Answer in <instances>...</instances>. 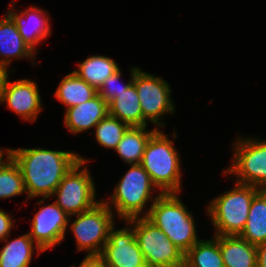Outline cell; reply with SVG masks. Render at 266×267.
<instances>
[{
	"label": "cell",
	"mask_w": 266,
	"mask_h": 267,
	"mask_svg": "<svg viewBox=\"0 0 266 267\" xmlns=\"http://www.w3.org/2000/svg\"><path fill=\"white\" fill-rule=\"evenodd\" d=\"M9 155L19 165L26 194V201L42 197V205L52 197L63 177L79 161V154L72 151L36 148H9Z\"/></svg>",
	"instance_id": "cell-1"
},
{
	"label": "cell",
	"mask_w": 266,
	"mask_h": 267,
	"mask_svg": "<svg viewBox=\"0 0 266 267\" xmlns=\"http://www.w3.org/2000/svg\"><path fill=\"white\" fill-rule=\"evenodd\" d=\"M9 155V148H0V164L4 160V156L7 157Z\"/></svg>",
	"instance_id": "cell-32"
},
{
	"label": "cell",
	"mask_w": 266,
	"mask_h": 267,
	"mask_svg": "<svg viewBox=\"0 0 266 267\" xmlns=\"http://www.w3.org/2000/svg\"><path fill=\"white\" fill-rule=\"evenodd\" d=\"M69 218L71 217L55 201L41 206L31 220V230L28 234L43 251H46L60 245L64 240Z\"/></svg>",
	"instance_id": "cell-13"
},
{
	"label": "cell",
	"mask_w": 266,
	"mask_h": 267,
	"mask_svg": "<svg viewBox=\"0 0 266 267\" xmlns=\"http://www.w3.org/2000/svg\"><path fill=\"white\" fill-rule=\"evenodd\" d=\"M257 267H266V242L256 245Z\"/></svg>",
	"instance_id": "cell-30"
},
{
	"label": "cell",
	"mask_w": 266,
	"mask_h": 267,
	"mask_svg": "<svg viewBox=\"0 0 266 267\" xmlns=\"http://www.w3.org/2000/svg\"><path fill=\"white\" fill-rule=\"evenodd\" d=\"M14 3V1H11L7 14L15 22L24 41L37 53L36 46H39L38 44L43 39L52 34L49 23L50 15L47 10L33 5L25 11L19 10V12H16V8L13 6Z\"/></svg>",
	"instance_id": "cell-14"
},
{
	"label": "cell",
	"mask_w": 266,
	"mask_h": 267,
	"mask_svg": "<svg viewBox=\"0 0 266 267\" xmlns=\"http://www.w3.org/2000/svg\"><path fill=\"white\" fill-rule=\"evenodd\" d=\"M90 160L79 156V161L63 177L54 191L55 203L69 216L82 213L94 207L96 201V186L88 170ZM85 166V167H83Z\"/></svg>",
	"instance_id": "cell-7"
},
{
	"label": "cell",
	"mask_w": 266,
	"mask_h": 267,
	"mask_svg": "<svg viewBox=\"0 0 266 267\" xmlns=\"http://www.w3.org/2000/svg\"><path fill=\"white\" fill-rule=\"evenodd\" d=\"M139 67L131 68V79L128 83L120 85V79L122 76L121 69L116 71L113 75L108 77L102 84V86L97 90L98 94L106 101L108 104L117 97L122 91L126 90L128 86L133 82V74ZM119 83V84H118Z\"/></svg>",
	"instance_id": "cell-27"
},
{
	"label": "cell",
	"mask_w": 266,
	"mask_h": 267,
	"mask_svg": "<svg viewBox=\"0 0 266 267\" xmlns=\"http://www.w3.org/2000/svg\"><path fill=\"white\" fill-rule=\"evenodd\" d=\"M70 267L76 266L72 265ZM78 267H107V265L99 255H86Z\"/></svg>",
	"instance_id": "cell-29"
},
{
	"label": "cell",
	"mask_w": 266,
	"mask_h": 267,
	"mask_svg": "<svg viewBox=\"0 0 266 267\" xmlns=\"http://www.w3.org/2000/svg\"><path fill=\"white\" fill-rule=\"evenodd\" d=\"M9 72L10 71L7 70L5 67L0 66V95H1V92L3 89L4 81H5L6 77L8 76Z\"/></svg>",
	"instance_id": "cell-31"
},
{
	"label": "cell",
	"mask_w": 266,
	"mask_h": 267,
	"mask_svg": "<svg viewBox=\"0 0 266 267\" xmlns=\"http://www.w3.org/2000/svg\"><path fill=\"white\" fill-rule=\"evenodd\" d=\"M97 93L93 86L72 71L60 81L54 97L63 103L67 109L90 100Z\"/></svg>",
	"instance_id": "cell-22"
},
{
	"label": "cell",
	"mask_w": 266,
	"mask_h": 267,
	"mask_svg": "<svg viewBox=\"0 0 266 267\" xmlns=\"http://www.w3.org/2000/svg\"><path fill=\"white\" fill-rule=\"evenodd\" d=\"M109 115L131 127H143V113L137 89L132 82L126 90L117 94L109 104Z\"/></svg>",
	"instance_id": "cell-19"
},
{
	"label": "cell",
	"mask_w": 266,
	"mask_h": 267,
	"mask_svg": "<svg viewBox=\"0 0 266 267\" xmlns=\"http://www.w3.org/2000/svg\"><path fill=\"white\" fill-rule=\"evenodd\" d=\"M219 246L225 267H257L256 245L239 236H219Z\"/></svg>",
	"instance_id": "cell-17"
},
{
	"label": "cell",
	"mask_w": 266,
	"mask_h": 267,
	"mask_svg": "<svg viewBox=\"0 0 266 267\" xmlns=\"http://www.w3.org/2000/svg\"><path fill=\"white\" fill-rule=\"evenodd\" d=\"M148 126L129 127L123 138L118 143L115 152L118 153L123 162L128 165L140 164L146 144L151 135L157 130L153 128L147 131Z\"/></svg>",
	"instance_id": "cell-23"
},
{
	"label": "cell",
	"mask_w": 266,
	"mask_h": 267,
	"mask_svg": "<svg viewBox=\"0 0 266 267\" xmlns=\"http://www.w3.org/2000/svg\"><path fill=\"white\" fill-rule=\"evenodd\" d=\"M239 237L253 245L266 242V190L261 189L254 196L246 225Z\"/></svg>",
	"instance_id": "cell-20"
},
{
	"label": "cell",
	"mask_w": 266,
	"mask_h": 267,
	"mask_svg": "<svg viewBox=\"0 0 266 267\" xmlns=\"http://www.w3.org/2000/svg\"><path fill=\"white\" fill-rule=\"evenodd\" d=\"M157 190L144 168L140 164H131L130 169L118 181L109 200L103 202L116 213L117 218L125 221L143 217L142 212L146 204L151 201L152 205L161 194L158 192V195L153 196Z\"/></svg>",
	"instance_id": "cell-4"
},
{
	"label": "cell",
	"mask_w": 266,
	"mask_h": 267,
	"mask_svg": "<svg viewBox=\"0 0 266 267\" xmlns=\"http://www.w3.org/2000/svg\"><path fill=\"white\" fill-rule=\"evenodd\" d=\"M134 232L147 267H184V253L146 217L125 220Z\"/></svg>",
	"instance_id": "cell-6"
},
{
	"label": "cell",
	"mask_w": 266,
	"mask_h": 267,
	"mask_svg": "<svg viewBox=\"0 0 266 267\" xmlns=\"http://www.w3.org/2000/svg\"><path fill=\"white\" fill-rule=\"evenodd\" d=\"M237 138L231 165L223 174H234L237 183L266 190V141L257 137Z\"/></svg>",
	"instance_id": "cell-9"
},
{
	"label": "cell",
	"mask_w": 266,
	"mask_h": 267,
	"mask_svg": "<svg viewBox=\"0 0 266 267\" xmlns=\"http://www.w3.org/2000/svg\"><path fill=\"white\" fill-rule=\"evenodd\" d=\"M184 267H225L220 252L219 235L200 239L184 255Z\"/></svg>",
	"instance_id": "cell-24"
},
{
	"label": "cell",
	"mask_w": 266,
	"mask_h": 267,
	"mask_svg": "<svg viewBox=\"0 0 266 267\" xmlns=\"http://www.w3.org/2000/svg\"><path fill=\"white\" fill-rule=\"evenodd\" d=\"M260 190L235 182L231 190L214 198L207 206L214 235L239 236L246 225L251 202Z\"/></svg>",
	"instance_id": "cell-5"
},
{
	"label": "cell",
	"mask_w": 266,
	"mask_h": 267,
	"mask_svg": "<svg viewBox=\"0 0 266 267\" xmlns=\"http://www.w3.org/2000/svg\"><path fill=\"white\" fill-rule=\"evenodd\" d=\"M68 228L72 231L77 252L86 251L88 255H100L109 237L110 229L115 225V215L101 200L91 209L70 217ZM70 225V226H69Z\"/></svg>",
	"instance_id": "cell-8"
},
{
	"label": "cell",
	"mask_w": 266,
	"mask_h": 267,
	"mask_svg": "<svg viewBox=\"0 0 266 267\" xmlns=\"http://www.w3.org/2000/svg\"><path fill=\"white\" fill-rule=\"evenodd\" d=\"M36 55L37 53L22 38L13 19L7 13L4 14L0 19V66L8 70L13 58L16 60L30 58L33 60L32 64L36 66L37 63L34 62Z\"/></svg>",
	"instance_id": "cell-16"
},
{
	"label": "cell",
	"mask_w": 266,
	"mask_h": 267,
	"mask_svg": "<svg viewBox=\"0 0 266 267\" xmlns=\"http://www.w3.org/2000/svg\"><path fill=\"white\" fill-rule=\"evenodd\" d=\"M162 129L148 140L140 165L161 193H180L182 189L181 156L174 141Z\"/></svg>",
	"instance_id": "cell-3"
},
{
	"label": "cell",
	"mask_w": 266,
	"mask_h": 267,
	"mask_svg": "<svg viewBox=\"0 0 266 267\" xmlns=\"http://www.w3.org/2000/svg\"><path fill=\"white\" fill-rule=\"evenodd\" d=\"M65 110L64 125L75 135L95 128L109 114L108 103L98 93L90 100Z\"/></svg>",
	"instance_id": "cell-15"
},
{
	"label": "cell",
	"mask_w": 266,
	"mask_h": 267,
	"mask_svg": "<svg viewBox=\"0 0 266 267\" xmlns=\"http://www.w3.org/2000/svg\"><path fill=\"white\" fill-rule=\"evenodd\" d=\"M133 83L140 100L143 126H148V123L151 122L156 125L157 129L164 127L163 116L170 113L175 114V102L171 98L170 84L161 77L147 73L141 68H138L133 74Z\"/></svg>",
	"instance_id": "cell-10"
},
{
	"label": "cell",
	"mask_w": 266,
	"mask_h": 267,
	"mask_svg": "<svg viewBox=\"0 0 266 267\" xmlns=\"http://www.w3.org/2000/svg\"><path fill=\"white\" fill-rule=\"evenodd\" d=\"M15 221L11 216L0 209V241L6 239L11 233L12 228L14 227Z\"/></svg>",
	"instance_id": "cell-28"
},
{
	"label": "cell",
	"mask_w": 266,
	"mask_h": 267,
	"mask_svg": "<svg viewBox=\"0 0 266 267\" xmlns=\"http://www.w3.org/2000/svg\"><path fill=\"white\" fill-rule=\"evenodd\" d=\"M2 242L5 244L0 250V267H29L34 250L37 256L44 252L28 233L11 241L8 236Z\"/></svg>",
	"instance_id": "cell-18"
},
{
	"label": "cell",
	"mask_w": 266,
	"mask_h": 267,
	"mask_svg": "<svg viewBox=\"0 0 266 267\" xmlns=\"http://www.w3.org/2000/svg\"><path fill=\"white\" fill-rule=\"evenodd\" d=\"M26 193L19 165L8 155L0 164V199Z\"/></svg>",
	"instance_id": "cell-25"
},
{
	"label": "cell",
	"mask_w": 266,
	"mask_h": 267,
	"mask_svg": "<svg viewBox=\"0 0 266 267\" xmlns=\"http://www.w3.org/2000/svg\"><path fill=\"white\" fill-rule=\"evenodd\" d=\"M125 225L121 229H115L114 226L110 229L108 240L99 256L107 267H147L133 228L127 222Z\"/></svg>",
	"instance_id": "cell-11"
},
{
	"label": "cell",
	"mask_w": 266,
	"mask_h": 267,
	"mask_svg": "<svg viewBox=\"0 0 266 267\" xmlns=\"http://www.w3.org/2000/svg\"><path fill=\"white\" fill-rule=\"evenodd\" d=\"M73 70L82 80L98 90L103 82L120 69L114 59L104 55H93L77 64Z\"/></svg>",
	"instance_id": "cell-21"
},
{
	"label": "cell",
	"mask_w": 266,
	"mask_h": 267,
	"mask_svg": "<svg viewBox=\"0 0 266 267\" xmlns=\"http://www.w3.org/2000/svg\"><path fill=\"white\" fill-rule=\"evenodd\" d=\"M130 126L109 114L95 126V138L101 147L116 149Z\"/></svg>",
	"instance_id": "cell-26"
},
{
	"label": "cell",
	"mask_w": 266,
	"mask_h": 267,
	"mask_svg": "<svg viewBox=\"0 0 266 267\" xmlns=\"http://www.w3.org/2000/svg\"><path fill=\"white\" fill-rule=\"evenodd\" d=\"M9 76L3 84L0 104H6L22 120L35 122L43 108L37 83L26 78L11 82Z\"/></svg>",
	"instance_id": "cell-12"
},
{
	"label": "cell",
	"mask_w": 266,
	"mask_h": 267,
	"mask_svg": "<svg viewBox=\"0 0 266 267\" xmlns=\"http://www.w3.org/2000/svg\"><path fill=\"white\" fill-rule=\"evenodd\" d=\"M179 193H161L148 210L146 217L156 227L160 228L184 254L200 239L193 214L186 208Z\"/></svg>",
	"instance_id": "cell-2"
}]
</instances>
